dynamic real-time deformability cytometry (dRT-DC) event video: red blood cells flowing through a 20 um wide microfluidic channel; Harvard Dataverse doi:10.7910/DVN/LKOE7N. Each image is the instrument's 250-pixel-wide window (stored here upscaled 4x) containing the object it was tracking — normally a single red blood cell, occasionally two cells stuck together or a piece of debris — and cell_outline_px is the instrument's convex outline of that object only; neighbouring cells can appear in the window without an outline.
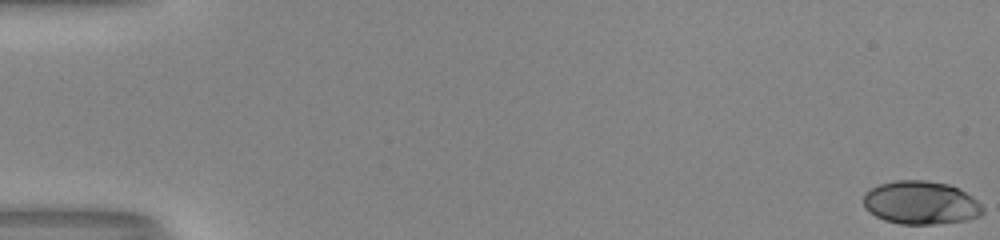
{"species": "human", "species_latin": "Homo sapiens", "temperature_condition": "room temperature", "stored_images_in_passage": 53, "camera_frame_rate_fps": 3000, "um_per_image_px": 0.085, "donor": {"sex": "male"}, "frame": {"image": 1, "passage_image": 1, "time_ms": 0.0, "image_size_px": [1000, 240], "cell_outline_px": [[984, 212], [980, 216], [968, 220], [932, 224], [900, 224], [884, 220], [868, 212], [864, 208], [864, 192], [880, 184], [896, 180], [924, 180], [948, 184], [960, 188], [972, 196], [984, 208]], "centroid_in_image_um": [78.28, 17.23], "position_along_channel_um": 6.7, "area_um2": 30.29}}
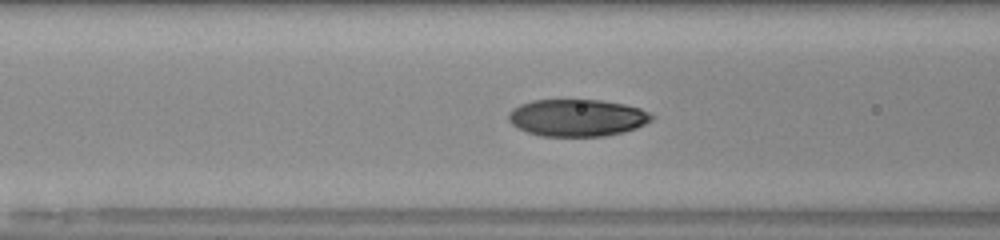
{"frame": {"image": 2, "passage_image": 23, "time_ms": 7.333, "image_size_px": [1000, 240], "cell_outline_px": [[656, 116], [652, 120], [636, 128], [624, 132], [604, 136], [540, 136], [516, 128], [508, 120], [508, 112], [512, 108], [520, 104], [532, 100], [600, 100], [624, 104], [640, 108]], "centroid_in_image_um": [49.04, 10.01], "position_along_channel_um": 117.6, "area_um2": 31.15}}
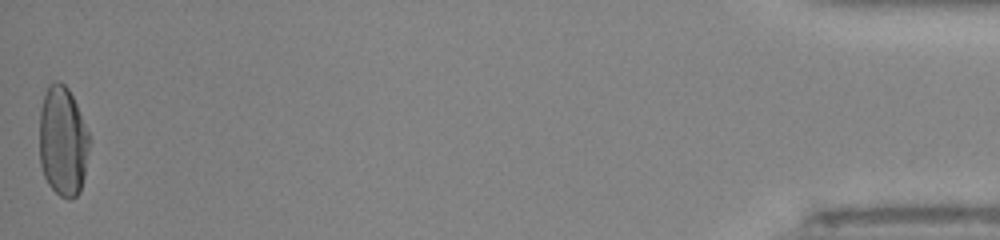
{"frame": {"image": 3, "passage_image": 53, "time_ms": 17.333, "image_size_px": [1000, 240], "cell_outline_px": [[88, 148], [84, 176], [80, 192], [72, 200], [68, 200], [60, 196], [48, 184], [44, 176], [40, 164], [40, 108], [48, 84], [56, 80], [64, 84], [68, 88], [76, 104], [88, 132]], "centroid_in_image_um": [5.32, 12.03], "position_along_channel_um": 429.9, "area_um2": 31.85}, "authors_computed_cell_mechanics": {"area_um2": 30.923, "velocity_mm_per_s": 4.0799, "shape_relaxation_time_tau1_ms": 5.0936, "shape_relaxation_time_tau2_ms": null, "deformation_change_tau1": 0.2175, "deformation_change_tau2": null}}